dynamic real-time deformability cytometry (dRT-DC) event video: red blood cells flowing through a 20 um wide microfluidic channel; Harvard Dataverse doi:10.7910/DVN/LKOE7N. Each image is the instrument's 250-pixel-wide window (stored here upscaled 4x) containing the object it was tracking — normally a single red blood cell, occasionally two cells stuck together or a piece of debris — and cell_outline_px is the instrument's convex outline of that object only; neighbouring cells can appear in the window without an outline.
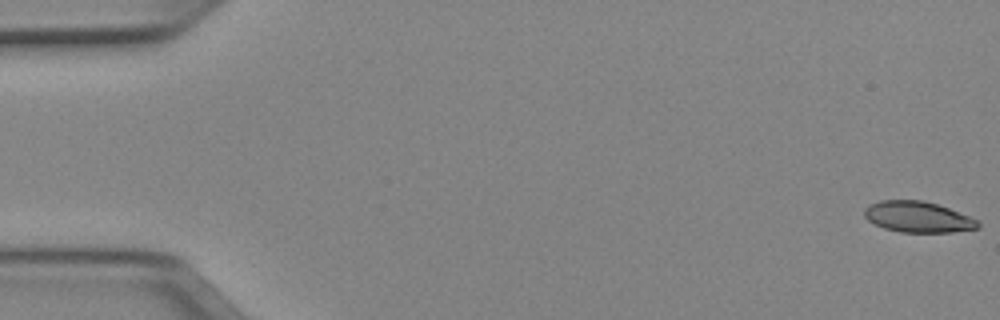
{"species": "Egyptian fruit bat (a non-hibernating species)", "species_latin": "Rousettus aegyptiacus", "temperature_condition": "cold", "stored_images_in_passage": 52, "camera_frame_rate_fps": 3000, "um_per_image_px": 0.085, "animal": {"sex": "female"}, "frame": {"image": 1, "passage_image": 1, "time_ms": 0.0, "image_size_px": [1000, 320], "cell_outline_px": [[980, 228], [952, 232], [900, 232], [884, 228], [868, 220], [864, 216], [864, 208], [868, 204], [880, 200], [924, 200], [948, 208], [980, 220]], "centroid_in_image_um": [78.03, 18.43], "position_along_channel_um": 7.0, "area_um2": 20.58}}
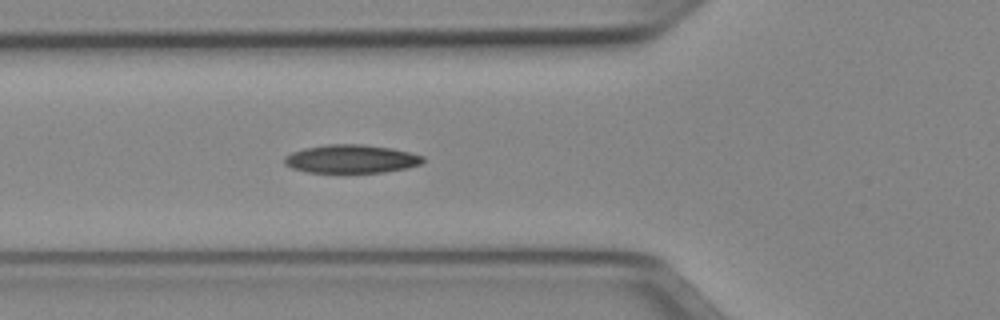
{"frame": {"image": 2, "passage_image": 19, "time_ms": 6.0, "image_size_px": [1000, 320], "cell_outline_px": [[424, 160], [420, 164], [408, 168], [384, 172], [308, 172], [292, 168], [284, 164], [284, 156], [292, 152], [304, 148], [328, 144], [364, 144], [392, 148], [424, 156]], "centroid_in_image_um": [29.85, 13.5], "position_along_channel_um": 96.0, "area_um2": 22.89}}
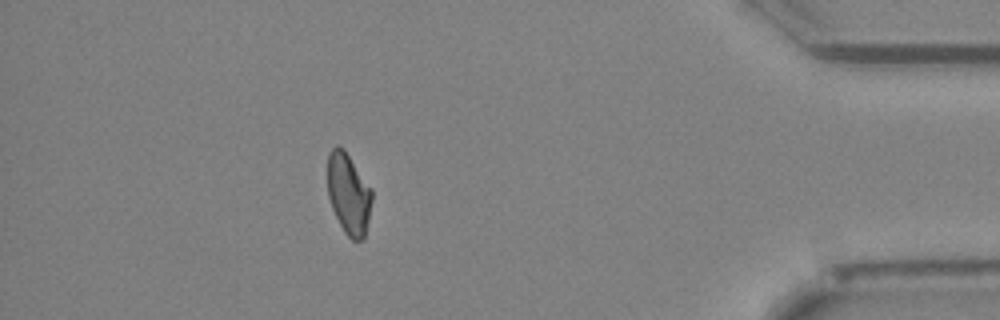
{"frame": {"image": 3, "passage_image": 46, "time_ms": 15.0, "image_size_px": [1000, 320], "cell_outline_px": [[372, 200], [364, 240], [352, 240], [344, 232], [332, 208], [328, 196], [328, 152], [336, 144], [344, 148], [372, 188]], "centroid_in_image_um": [29.63, 16.45], "position_along_channel_um": 405.6, "area_um2": 21.1}, "authors_computed_cell_mechanics": {"area_um2": 21.8773, "velocity_mm_per_s": 3.9642, "shape_relaxation_time_tau1_ms": 9.7221, "shape_relaxation_time_tau2_ms": 4.1742, "deformation_change_tau1": 0.2023, "deformation_change_tau2": 0.0951}}